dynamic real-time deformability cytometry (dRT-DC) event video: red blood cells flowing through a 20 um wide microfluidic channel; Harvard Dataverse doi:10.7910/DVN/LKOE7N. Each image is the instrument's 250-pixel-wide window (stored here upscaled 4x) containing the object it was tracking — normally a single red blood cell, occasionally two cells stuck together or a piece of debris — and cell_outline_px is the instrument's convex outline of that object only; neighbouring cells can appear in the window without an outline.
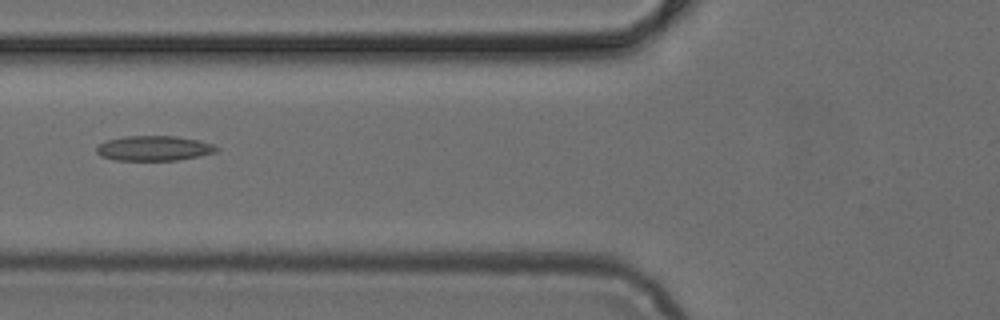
{"species": "common noctule bat (a hibernating species)", "species_latin": "Nyctalus noctula", "temperature_condition": "cold", "stored_images_in_passage": 5, "camera_frame_rate_fps": 3000, "um_per_image_px": 0.085, "animal": {"sex": "female", "body_mass_g": 24.6, "forearm_length_mm": 56.2}, "frame": {"image": 1, "passage_image": 4, "time_ms": 1.0, "image_size_px": [1000, 320], "cell_outline_px": [[220, 148], [216, 152], [200, 156], [176, 160], [116, 160], [100, 156], [96, 152], [96, 148], [100, 144], [108, 140], [124, 136], [176, 136], [200, 140], [212, 144]], "centroid_in_image_um": [13.11, 12.6], "position_along_channel_um": 112.7, "area_um2": 17.46}}
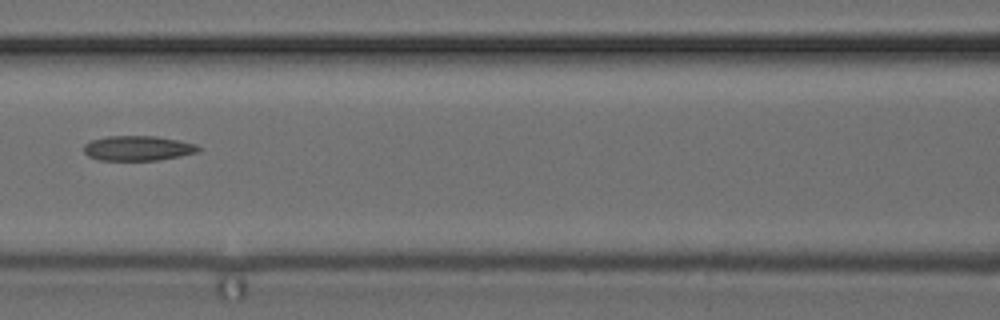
{"frame": {"image": 2, "passage_image": 5, "time_ms": 1.333, "image_size_px": [1000, 320], "cell_outline_px": [[204, 148], [200, 152], [160, 160], [100, 160], [88, 156], [84, 152], [84, 144], [92, 140], [108, 136], [156, 136], [196, 144]], "centroid_in_image_um": [11.76, 12.6], "position_along_channel_um": 154.8, "area_um2": 16.7}}